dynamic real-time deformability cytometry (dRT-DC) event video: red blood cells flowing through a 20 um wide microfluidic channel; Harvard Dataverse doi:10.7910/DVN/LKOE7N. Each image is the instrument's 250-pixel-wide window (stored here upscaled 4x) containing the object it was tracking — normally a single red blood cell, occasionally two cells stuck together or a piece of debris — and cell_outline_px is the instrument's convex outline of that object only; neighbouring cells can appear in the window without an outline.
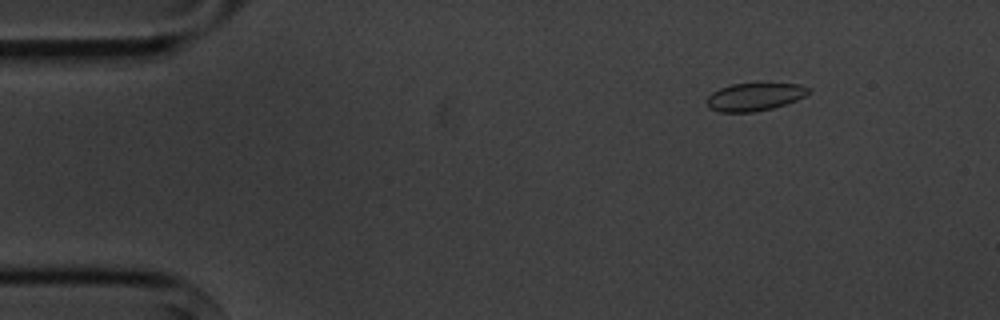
{"species": "common noctule bat (a hibernating species)", "species_latin": "Nyctalus noctula", "temperature_condition": "cold", "stored_images_in_passage": 4, "camera_frame_rate_fps": 3000, "um_per_image_px": 0.085, "animal": {"sex": "male", "body_mass_g": 20.1, "forearm_length_mm": 53.5}, "frame": {"image": 1, "passage_image": 2, "time_ms": 1.333, "image_size_px": [1000, 320], "cell_outline_px": [[812, 92], [796, 100], [772, 108], [756, 112], [720, 112], [708, 108], [704, 100], [712, 92], [720, 88], [732, 84], [800, 84], [812, 88]], "centroid_in_image_um": [64.12, 8.24], "position_along_channel_um": 20.9, "area_um2": 16.59}}
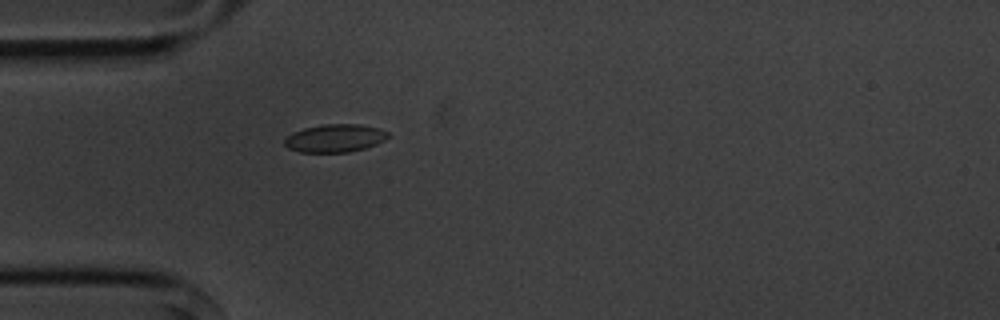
{"frame": {"image": 2, "passage_image": 4, "time_ms": 4.333, "image_size_px": [1000, 320], "cell_outline_px": [[392, 136], [376, 144], [364, 148], [348, 152], [300, 152], [288, 148], [284, 144], [284, 140], [292, 132], [304, 128], [324, 124], [360, 124], [380, 128], [388, 132]], "centroid_in_image_um": [28.49, 11.74], "position_along_channel_um": 56.5, "area_um2": 16.94}}